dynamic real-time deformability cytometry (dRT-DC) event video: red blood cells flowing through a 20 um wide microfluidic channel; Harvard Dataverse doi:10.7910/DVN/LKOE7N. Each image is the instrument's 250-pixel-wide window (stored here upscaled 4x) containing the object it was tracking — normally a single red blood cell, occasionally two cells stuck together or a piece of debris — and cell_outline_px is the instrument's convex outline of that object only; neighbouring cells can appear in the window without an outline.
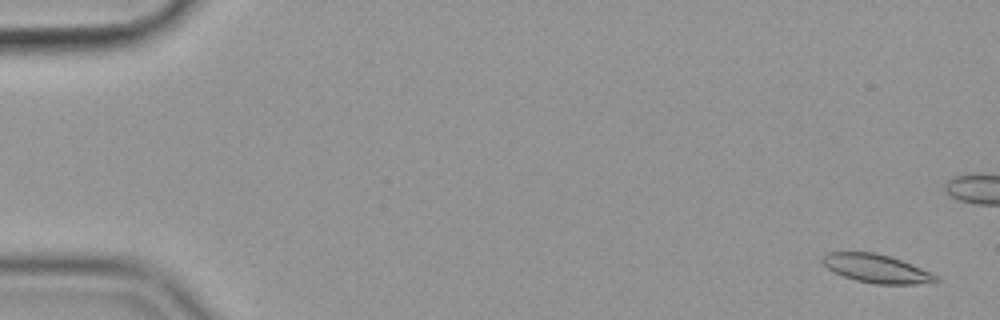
{"species": "common noctule bat (a hibernating species)", "species_latin": "Nyctalus noctula", "temperature_condition": "cold", "stored_images_in_passage": 59, "camera_frame_rate_fps": 3000, "um_per_image_px": 0.085, "animal": {"sex": "female", "body_mass_g": 19.9}, "frame": {"image": 1, "passage_image": 3, "time_ms": 0.667, "image_size_px": [1000, 320], "cell_outline_px": [[940, 280], [916, 284], [876, 284], [856, 280], [832, 272], [820, 260], [828, 252], [876, 252], [900, 260], [920, 268], [936, 276]], "centroid_in_image_um": [74.43, 22.82], "position_along_channel_um": 10.6, "area_um2": 18.44}}
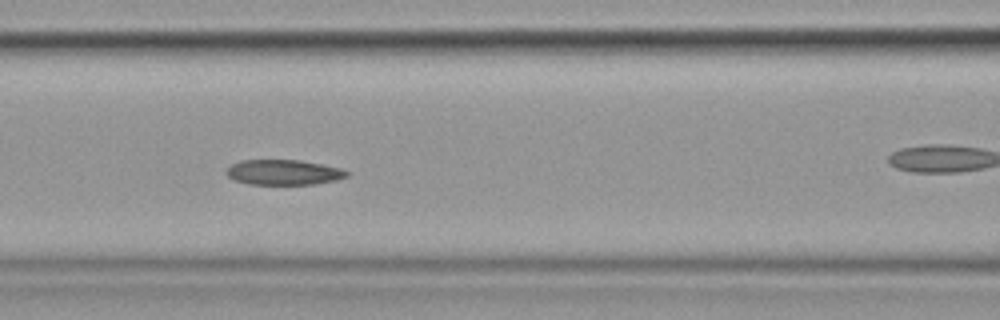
{"frame": {"image": 2, "passage_image": 26, "time_ms": 8.333, "image_size_px": [1000, 320], "cell_outline_px": [[348, 176], [336, 180], [312, 184], [248, 184], [236, 180], [228, 176], [224, 172], [232, 164], [240, 160], [300, 160], [340, 168], [348, 172]], "centroid_in_image_um": [24.08, 14.64], "position_along_channel_um": 142.5, "area_um2": 17.51}}
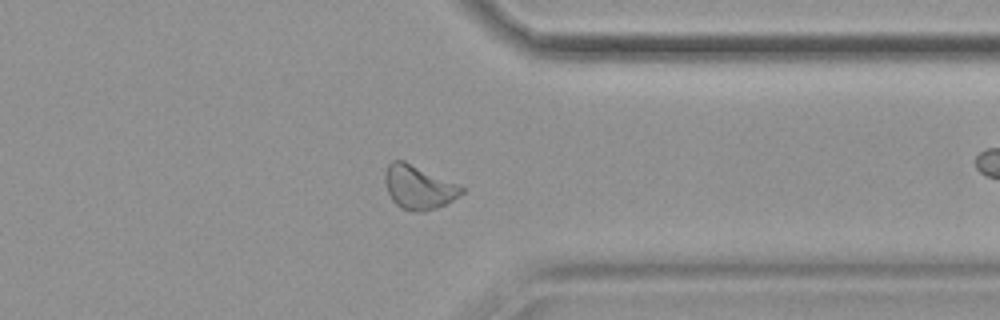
{"frame": {"image": 3, "passage_image": 46, "time_ms": 15.0, "image_size_px": [1000, 320], "cell_outline_px": [[464, 192], [460, 196], [436, 208], [424, 212], [420, 212], [400, 208], [392, 200], [384, 184], [384, 172], [388, 164], [392, 160], [404, 160], [456, 184], [464, 188]], "centroid_in_image_um": [35.53, 15.91], "position_along_channel_um": 375.9, "area_um2": 19.42}, "authors_computed_cell_mechanics": {"area_um2": 18.7272, "velocity_mm_per_s": 3.5359, "shape_relaxation_time_tau1_ms": null, "shape_relaxation_time_tau2_ms": 4.808, "deformation_change_tau1": null, "deformation_change_tau2": 0.1136}}